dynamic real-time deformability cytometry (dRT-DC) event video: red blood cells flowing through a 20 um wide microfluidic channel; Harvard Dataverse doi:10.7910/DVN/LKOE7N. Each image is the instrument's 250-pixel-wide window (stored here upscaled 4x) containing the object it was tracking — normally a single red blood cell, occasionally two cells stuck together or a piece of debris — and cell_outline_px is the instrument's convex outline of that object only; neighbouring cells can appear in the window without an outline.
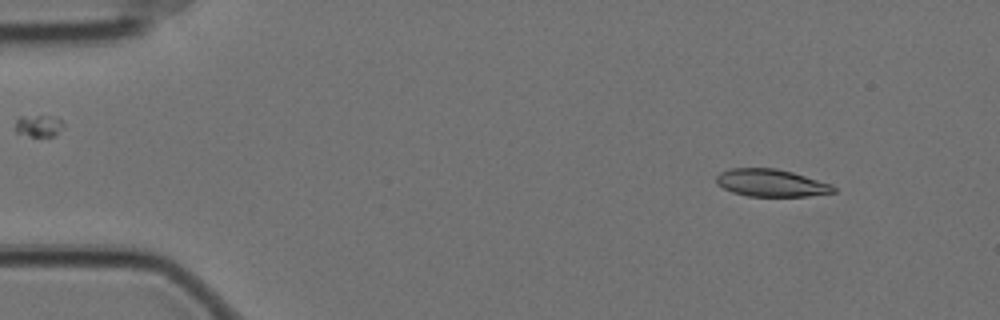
{"species": "Egyptian fruit bat (a non-hibernating species)", "species_latin": "Rousettus aegyptiacus", "temperature_condition": "cold", "stored_images_in_passage": 54, "camera_frame_rate_fps": 3000, "um_per_image_px": 0.085, "animal": {"sex": "female"}, "frame": {"image": 1, "passage_image": 3, "time_ms": 0.667, "image_size_px": [1000, 320], "cell_outline_px": [[836, 192], [808, 196], [748, 196], [732, 192], [716, 184], [716, 176], [720, 172], [732, 168], [776, 168], [792, 172], [832, 184], [836, 188]], "centroid_in_image_um": [65.55, 15.55], "position_along_channel_um": 19.5, "area_um2": 18.73}}
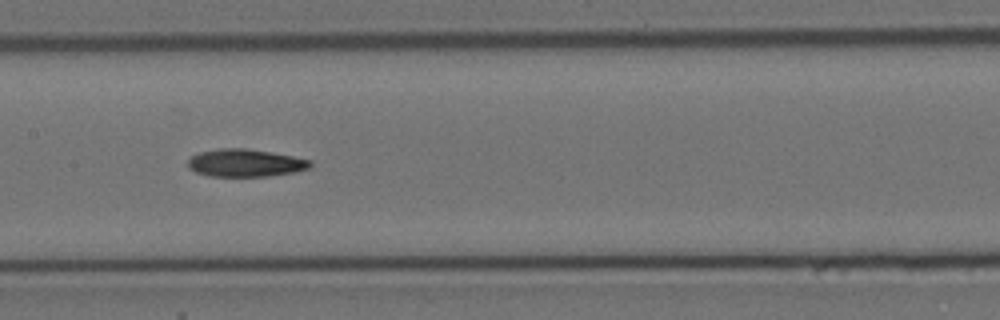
{"frame": {"image": 2, "passage_image": 25, "time_ms": 8.0, "image_size_px": [1000, 320], "cell_outline_px": [[312, 168], [292, 172], [268, 176], [208, 176], [196, 172], [188, 168], [188, 160], [192, 156], [200, 152], [220, 148], [244, 148], [292, 156], [312, 160]], "centroid_in_image_um": [20.85, 13.85], "position_along_channel_um": 186.6, "area_um2": 19.59}}
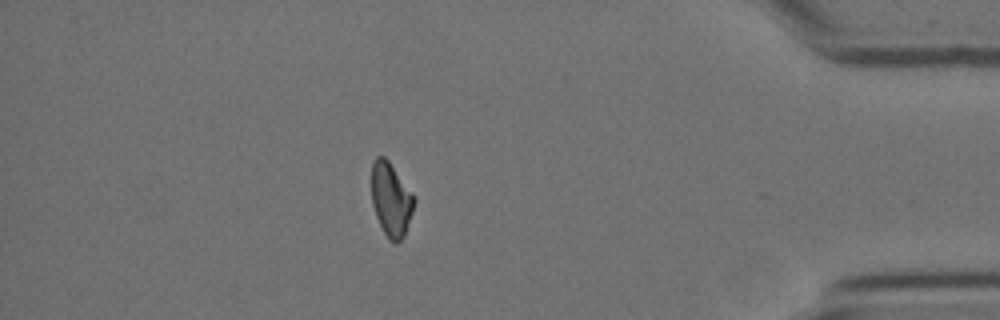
{"frame": {"image": 3, "passage_image": 47, "time_ms": 15.333, "image_size_px": [1000, 320], "cell_outline_px": [[416, 200], [404, 236], [396, 244], [388, 240], [376, 216], [372, 204], [372, 164], [376, 156], [384, 156], [388, 160], [416, 196]], "centroid_in_image_um": [33.25, 16.95], "position_along_channel_um": 401.9, "area_um2": 18.38}}